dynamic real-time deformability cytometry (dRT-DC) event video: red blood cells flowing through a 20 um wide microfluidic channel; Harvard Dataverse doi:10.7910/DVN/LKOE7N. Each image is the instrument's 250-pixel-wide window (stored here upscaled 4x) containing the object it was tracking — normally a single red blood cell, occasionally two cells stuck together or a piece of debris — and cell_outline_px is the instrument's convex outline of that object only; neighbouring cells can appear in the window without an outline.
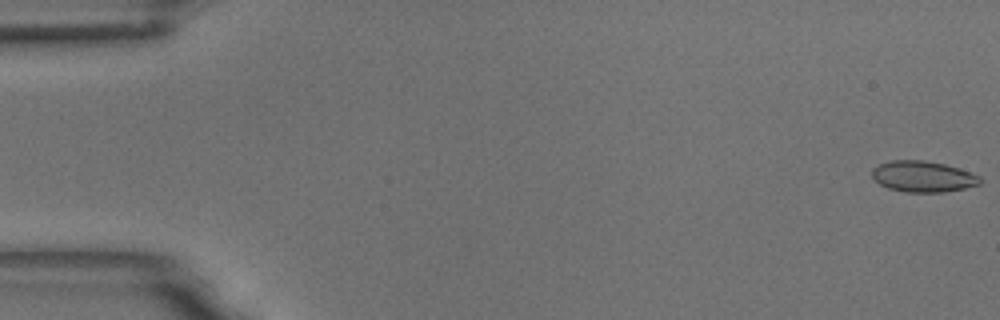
{"species": "common noctule bat (a hibernating species)", "species_latin": "Nyctalus noctula", "temperature_condition": "room temperature", "stored_images_in_passage": 9, "camera_frame_rate_fps": 3000, "um_per_image_px": 0.085, "animal": {"sex": "male", "body_mass_g": 18.8}, "frame": {"image": 1, "passage_image": 1, "time_ms": 0.0, "image_size_px": [1000, 320], "cell_outline_px": [[980, 184], [964, 188], [944, 192], [908, 192], [888, 188], [880, 184], [872, 176], [872, 168], [880, 164], [892, 160], [924, 160], [944, 164], [960, 168], [980, 176]], "centroid_in_image_um": [78.46, 15.0], "position_along_channel_um": 6.5, "area_um2": 19.42}}
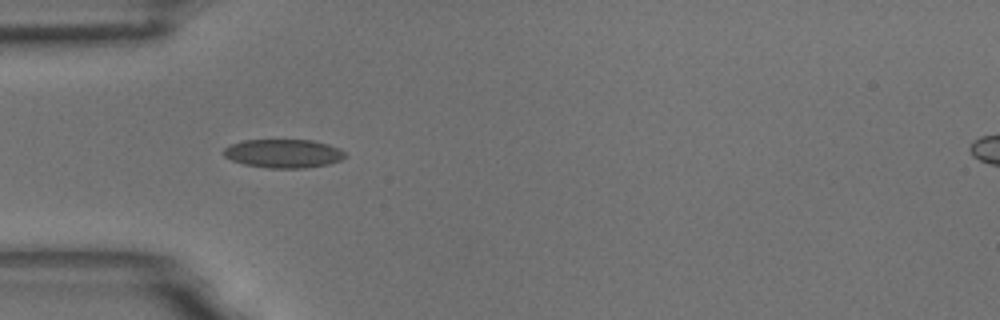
{"frame": {"image": 2, "passage_image": 6, "time_ms": 1.667, "image_size_px": [1000, 320], "cell_outline_px": [[348, 156], [340, 160], [328, 164], [304, 168], [268, 168], [244, 164], [232, 160], [224, 156], [224, 148], [232, 144], [244, 140], [312, 140], [328, 144], [340, 148]], "centroid_in_image_um": [24.12, 13.05], "position_along_channel_um": 60.9, "area_um2": 20.23}}